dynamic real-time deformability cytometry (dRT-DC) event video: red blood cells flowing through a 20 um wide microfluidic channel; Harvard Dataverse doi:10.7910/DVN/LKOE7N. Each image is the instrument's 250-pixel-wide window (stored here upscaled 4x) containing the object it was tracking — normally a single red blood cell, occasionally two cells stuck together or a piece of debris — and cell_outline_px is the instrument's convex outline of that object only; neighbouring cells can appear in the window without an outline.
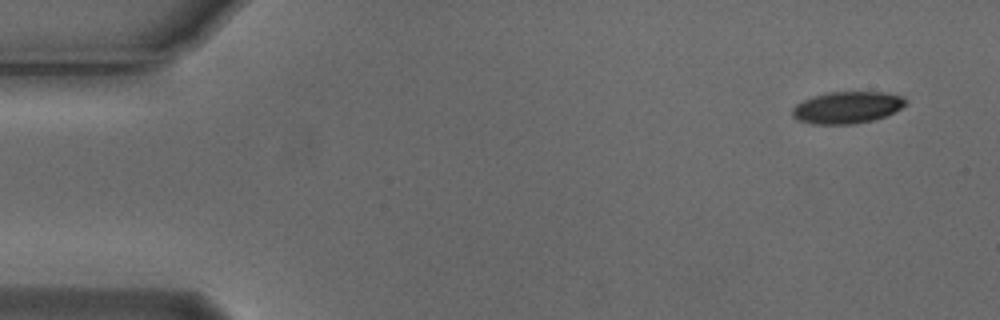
{"species": "Egyptian fruit bat (a non-hibernating species)", "species_latin": "Rousettus aegyptiacus", "temperature_condition": "cold", "stored_images_in_passage": 9, "camera_frame_rate_fps": 3000, "um_per_image_px": 0.085, "animal": {"sex": "male"}, "frame": {"image": 1, "passage_image": 1, "time_ms": 0.0, "image_size_px": [1000, 320], "cell_outline_px": [[904, 104], [900, 108], [884, 116], [872, 120], [852, 124], [812, 124], [796, 120], [792, 116], [792, 108], [796, 104], [804, 100], [828, 92], [884, 92], [904, 96]], "centroid_in_image_um": [71.95, 9.14], "position_along_channel_um": 13.0, "area_um2": 20.81}}
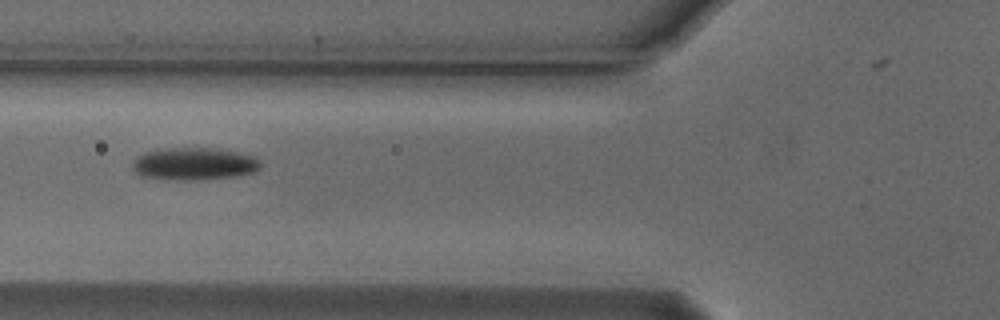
{"frame": {"image": 2, "passage_image": 6, "time_ms": 1.667, "image_size_px": [1000, 320], "cell_outline_px": [[260, 168], [256, 172], [236, 176], [184, 180], [180, 180], [140, 176], [132, 168], [132, 164], [136, 156], [144, 152], [168, 148], [212, 148], [240, 152], [256, 156], [260, 160]], "centroid_in_image_um": [16.52, 13.91], "position_along_channel_um": 109.3, "area_um2": 24.22}}
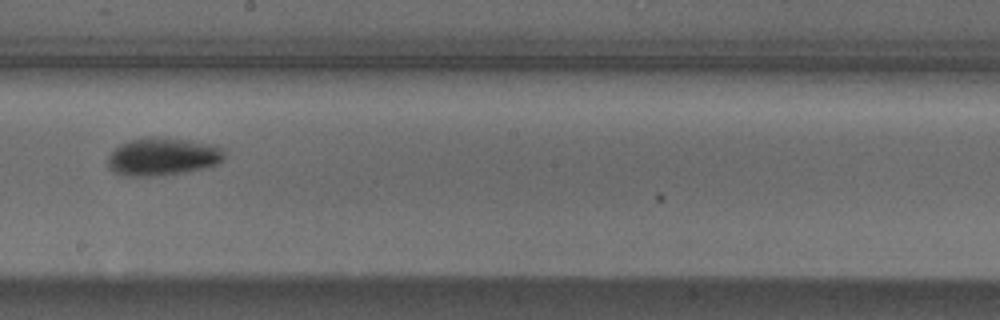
{"frame": {"image": 3, "passage_image": 9, "time_ms": 2.667, "image_size_px": [1000, 320], "cell_outline_px": [[224, 160], [216, 164], [204, 168], [188, 172], [152, 176], [128, 176], [116, 172], [108, 168], [108, 156], [120, 144], [128, 140], [148, 136], [156, 136], [192, 140], [212, 144], [224, 148]], "centroid_in_image_um": [13.85, 13.29], "position_along_channel_um": 234.3, "area_um2": 26.01}}